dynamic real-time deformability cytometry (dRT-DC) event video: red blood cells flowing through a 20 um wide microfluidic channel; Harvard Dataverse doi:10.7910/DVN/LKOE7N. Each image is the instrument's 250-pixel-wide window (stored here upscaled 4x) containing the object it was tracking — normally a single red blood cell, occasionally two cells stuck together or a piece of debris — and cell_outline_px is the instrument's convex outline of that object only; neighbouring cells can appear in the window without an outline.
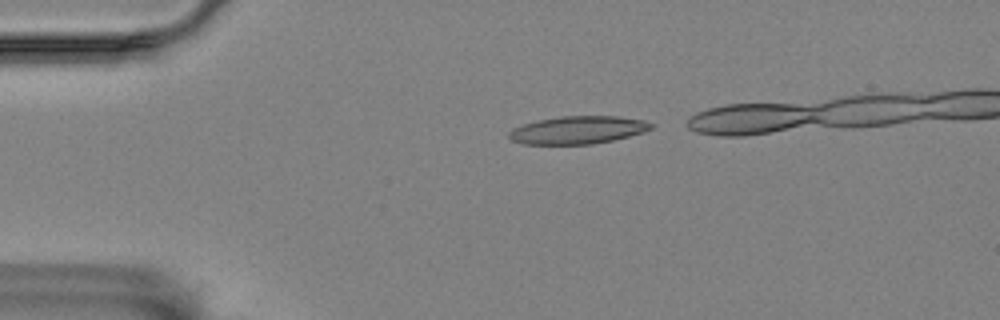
{"species": "Egyptian fruit bat (a non-hibernating species)", "species_latin": "Rousettus aegyptiacus", "temperature_condition": "room temperature", "stored_images_in_passage": 3, "camera_frame_rate_fps": 3000, "um_per_image_px": 0.085, "animal": {"sex": "female"}, "frame": {"image": 1, "passage_image": 1, "time_ms": 0.0, "image_size_px": [1000, 320], "cell_outline_px": [[656, 124], [652, 128], [644, 132], [612, 140], [592, 144], [520, 144], [512, 140], [508, 136], [508, 132], [512, 128], [536, 120], [560, 116], [616, 116], [644, 120]], "centroid_in_image_um": [49.11, 11.04], "position_along_channel_um": 35.9, "area_um2": 23.12}}